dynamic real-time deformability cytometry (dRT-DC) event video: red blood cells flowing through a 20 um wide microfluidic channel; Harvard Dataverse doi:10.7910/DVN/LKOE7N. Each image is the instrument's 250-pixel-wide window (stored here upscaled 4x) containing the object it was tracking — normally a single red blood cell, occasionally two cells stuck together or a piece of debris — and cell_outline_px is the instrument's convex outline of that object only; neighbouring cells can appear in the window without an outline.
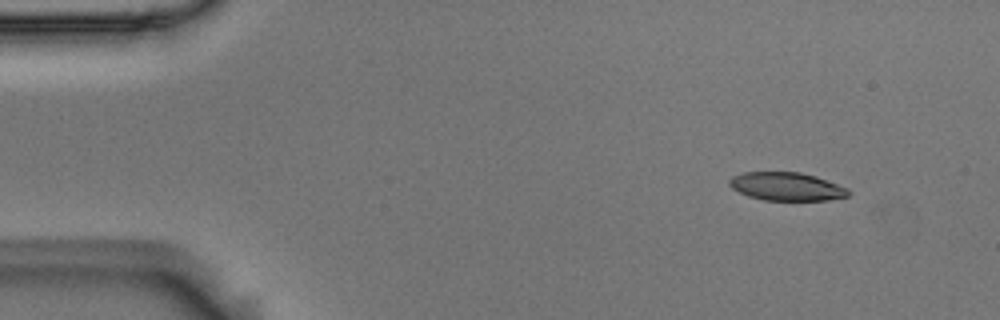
{"species": "Egyptian fruit bat (a non-hibernating species)", "species_latin": "Rousettus aegyptiacus", "temperature_condition": "room temperature", "stored_images_in_passage": 51, "camera_frame_rate_fps": 3000, "um_per_image_px": 0.085, "animal": {"sex": "male"}, "frame": {"image": 1, "passage_image": 1, "time_ms": 0.0, "image_size_px": [1000, 320], "cell_outline_px": [[852, 192], [848, 196], [828, 200], [764, 200], [748, 196], [732, 188], [728, 184], [728, 180], [732, 176], [744, 172], [800, 172], [816, 176], [848, 188]], "centroid_in_image_um": [66.87, 15.85], "position_along_channel_um": 18.1, "area_um2": 19.65}}
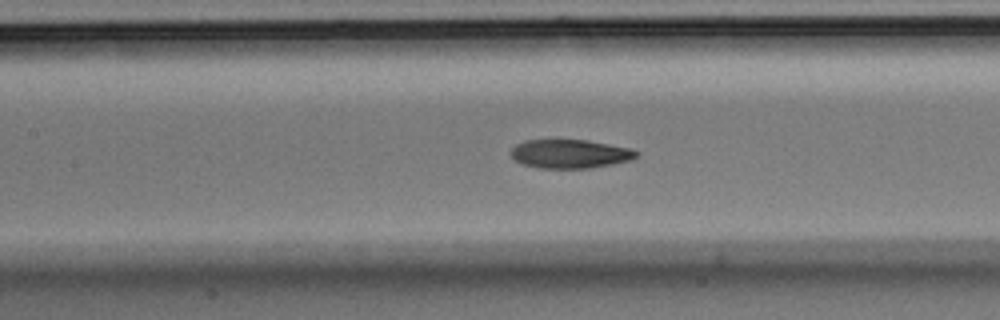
{"frame": {"image": 2, "passage_image": 20, "time_ms": 6.333, "image_size_px": [1000, 320], "cell_outline_px": [[640, 152], [632, 160], [592, 168], [540, 168], [524, 164], [516, 160], [512, 156], [512, 148], [516, 144], [524, 140], [588, 140], [632, 148]], "centroid_in_image_um": [48.5, 13.07], "position_along_channel_um": 158.9, "area_um2": 21.04}}
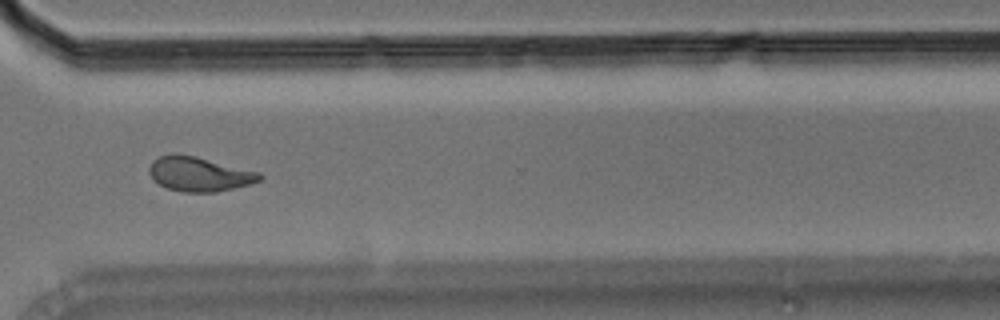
{"frame": {"image": 3, "passage_image": 36, "time_ms": 11.667, "image_size_px": [1000, 320], "cell_outline_px": [[264, 176], [260, 180], [248, 184], [216, 192], [184, 192], [168, 188], [152, 180], [148, 172], [148, 168], [152, 160], [160, 156], [172, 152], [176, 152], [196, 156], [260, 172]], "centroid_in_image_um": [16.89, 14.77], "position_along_channel_um": 353.7, "area_um2": 22.37}, "authors_computed_cell_mechanics": {"area_um2": 21.9062, "velocity_mm_per_s": 3.6499, "shape_relaxation_time_tau1_ms": 6.8986, "shape_relaxation_time_tau2_ms": 2.9317, "deformation_change_tau1": 0.1904, "deformation_change_tau2": 0.097}}